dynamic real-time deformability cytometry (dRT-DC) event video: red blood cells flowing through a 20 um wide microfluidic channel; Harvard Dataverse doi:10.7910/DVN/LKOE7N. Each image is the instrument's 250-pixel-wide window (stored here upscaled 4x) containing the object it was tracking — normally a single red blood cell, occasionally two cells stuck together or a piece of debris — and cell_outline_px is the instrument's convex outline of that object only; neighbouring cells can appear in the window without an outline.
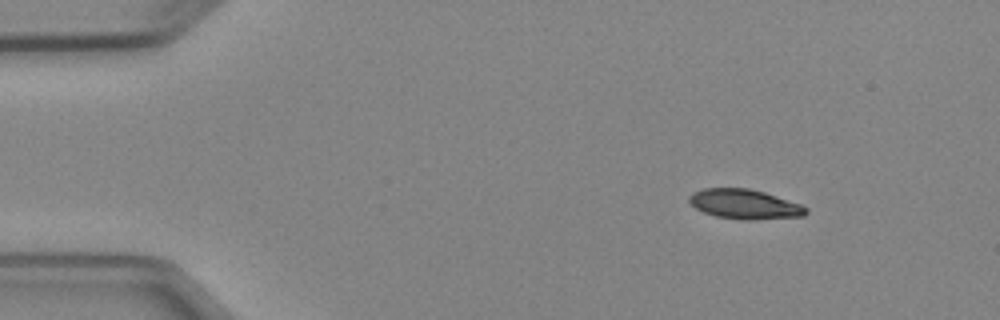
{"species": "Egyptian fruit bat (a non-hibernating species)", "species_latin": "Rousettus aegyptiacus", "temperature_condition": "cold", "stored_images_in_passage": 3, "camera_frame_rate_fps": 3000, "um_per_image_px": 0.085, "animal": {"sex": "female"}, "frame": {"image": 1, "passage_image": 1, "time_ms": 0.0, "image_size_px": [1000, 320], "cell_outline_px": [[808, 212], [804, 216], [752, 220], [740, 220], [716, 216], [704, 212], [696, 208], [688, 200], [688, 196], [692, 192], [704, 188], [748, 188], [764, 192], [800, 204], [808, 208]], "centroid_in_image_um": [63.28, 17.36], "position_along_channel_um": 21.7, "area_um2": 20.23}}